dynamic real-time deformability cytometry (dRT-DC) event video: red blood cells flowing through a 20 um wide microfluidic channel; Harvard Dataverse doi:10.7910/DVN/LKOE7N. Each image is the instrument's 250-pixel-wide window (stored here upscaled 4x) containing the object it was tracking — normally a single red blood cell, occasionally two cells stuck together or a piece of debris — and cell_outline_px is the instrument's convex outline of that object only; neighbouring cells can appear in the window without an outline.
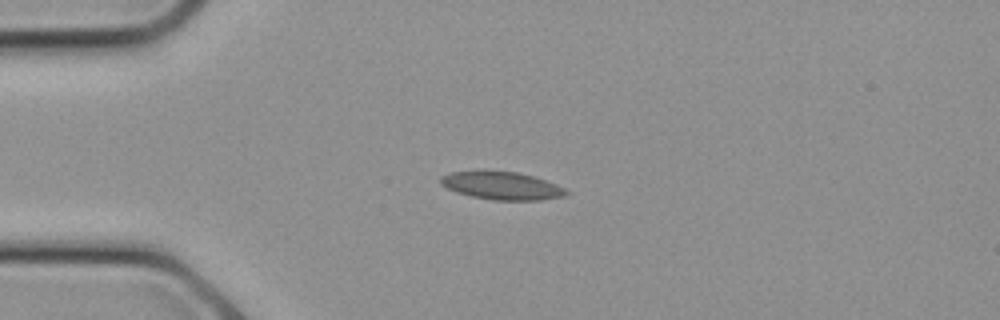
{"species": "common noctule bat (a hibernating species)", "species_latin": "Nyctalus noctula", "temperature_condition": "cold", "stored_images_in_passage": 9, "camera_frame_rate_fps": 3000, "um_per_image_px": 0.085, "animal": {"sex": "female", "body_mass_g": 21.9}, "frame": {"image": 1, "passage_image": 6, "time_ms": 1.667, "image_size_px": [1000, 320], "cell_outline_px": [[572, 192], [564, 196], [540, 200], [492, 200], [472, 196], [456, 192], [440, 184], [440, 176], [448, 172], [516, 172], [532, 176], [556, 184]], "centroid_in_image_um": [42.67, 15.8], "position_along_channel_um": 42.3, "area_um2": 20.06}}
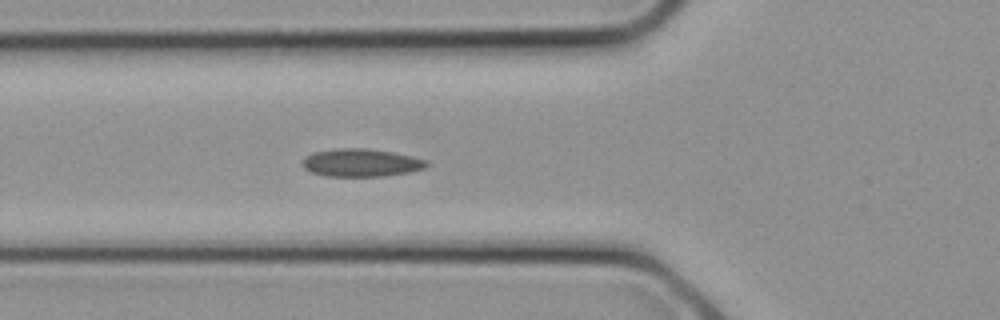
{"frame": {"image": 2, "passage_image": 9, "time_ms": 2.667, "image_size_px": [1000, 320], "cell_outline_px": [[428, 164], [424, 168], [408, 172], [384, 176], [328, 176], [312, 172], [304, 168], [304, 156], [312, 152], [332, 148], [368, 148], [392, 152], [412, 156], [428, 160]], "centroid_in_image_um": [30.69, 13.81], "position_along_channel_um": 95.1, "area_um2": 20.17}}